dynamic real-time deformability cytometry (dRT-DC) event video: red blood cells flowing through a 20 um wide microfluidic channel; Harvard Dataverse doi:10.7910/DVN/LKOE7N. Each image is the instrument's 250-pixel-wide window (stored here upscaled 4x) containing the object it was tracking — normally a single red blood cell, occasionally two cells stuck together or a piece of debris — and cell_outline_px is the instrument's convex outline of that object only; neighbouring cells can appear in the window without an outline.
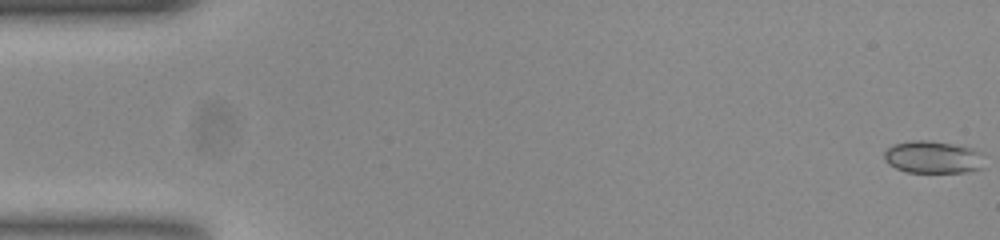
{"species": "common noctule bat (a hibernating species)", "species_latin": "Nyctalus noctula", "temperature_condition": "room temperature", "stored_images_in_passage": 55, "camera_frame_rate_fps": 3000, "um_per_image_px": 0.085, "animal": {"sex": "female", "body_mass_g": 23.0, "forearm_length_mm": 53.4}, "frame": {"image": 1, "passage_image": 1, "time_ms": 0.0, "image_size_px": [1000, 240], "cell_outline_px": [[984, 168], [964, 172], [908, 172], [896, 168], [888, 164], [884, 160], [884, 152], [892, 144], [912, 140], [928, 140], [952, 144], [972, 148], [976, 152]], "centroid_in_image_um": [79.21, 13.36], "position_along_channel_um": 5.8, "area_um2": 18.61}}
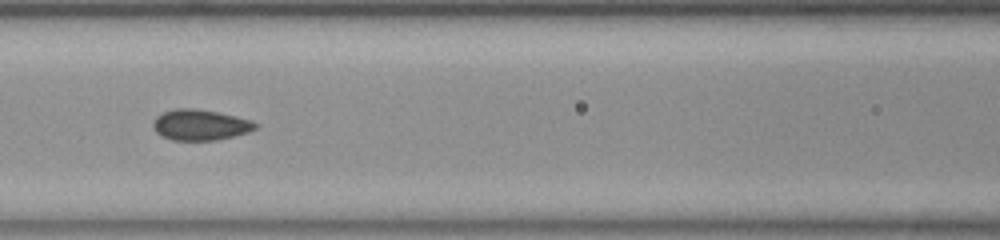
{"frame": {"image": 2, "passage_image": 24, "time_ms": 7.667, "image_size_px": [1000, 240], "cell_outline_px": [[256, 128], [248, 132], [216, 140], [172, 140], [160, 136], [152, 128], [152, 124], [156, 116], [164, 112], [176, 108], [192, 108], [216, 112], [236, 116], [252, 120], [256, 124]], "centroid_in_image_um": [16.97, 10.62], "position_along_channel_um": 149.6, "area_um2": 18.26}}
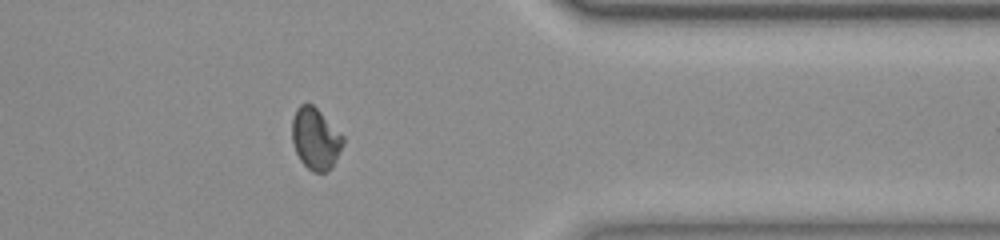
{"frame": {"image": 3, "passage_image": 44, "time_ms": 14.333, "image_size_px": [1000, 240], "cell_outline_px": [[344, 144], [332, 168], [324, 172], [312, 172], [300, 160], [296, 152], [292, 140], [292, 120], [296, 108], [300, 104], [312, 104], [344, 136]], "centroid_in_image_um": [26.82, 11.8], "position_along_channel_um": 384.6, "area_um2": 18.26}, "authors_computed_cell_mechanics": {"area_um2": 18.3226, "velocity_mm_per_s": 3.7791, "shape_relaxation_time_tau1_ms": null, "shape_relaxation_time_tau2_ms": 1.0706, "deformation_change_tau1": null, "deformation_change_tau2": 0.0538}}